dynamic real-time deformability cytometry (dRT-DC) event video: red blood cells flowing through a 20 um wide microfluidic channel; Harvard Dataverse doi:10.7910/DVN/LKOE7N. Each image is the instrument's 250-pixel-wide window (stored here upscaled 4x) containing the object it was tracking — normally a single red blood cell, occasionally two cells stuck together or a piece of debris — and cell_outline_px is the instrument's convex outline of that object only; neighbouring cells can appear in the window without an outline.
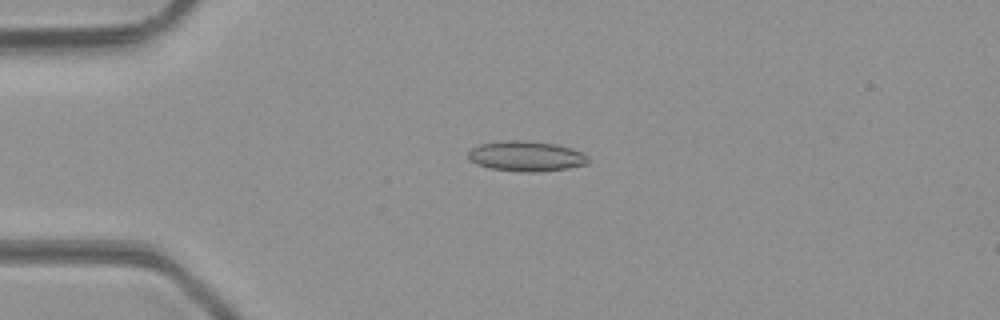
{"species": "common noctule bat (a hibernating species)", "species_latin": "Nyctalus noctula", "temperature_condition": "room temperature", "stored_images_in_passage": 48, "camera_frame_rate_fps": 3000, "um_per_image_px": 0.085, "animal": {"sex": "male", "body_mass_g": 23.1, "forearm_length_mm": 52.7}, "frame": {"image": 1, "passage_image": 11, "time_ms": 3.333, "image_size_px": [1000, 320], "cell_outline_px": [[588, 164], [568, 168], [532, 172], [524, 172], [492, 168], [480, 164], [472, 160], [468, 156], [468, 152], [472, 148], [480, 144], [508, 140], [524, 140], [556, 144], [572, 148], [588, 156]], "centroid_in_image_um": [44.77, 13.26], "position_along_channel_um": 40.2, "area_um2": 20.81}}
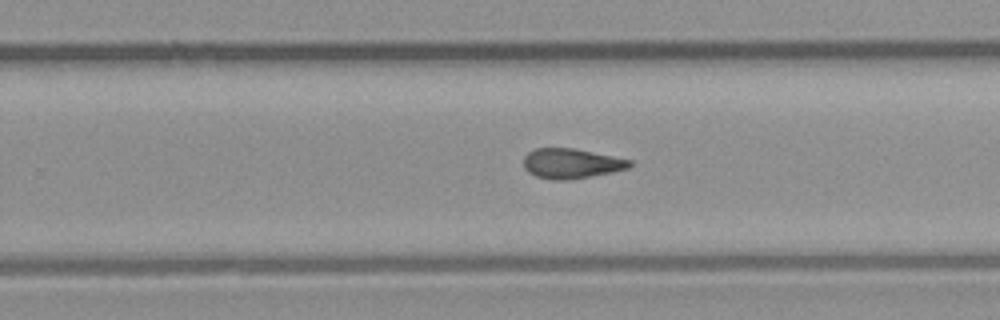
{"frame": {"image": 2, "passage_image": 30, "time_ms": 9.667, "image_size_px": [1000, 320], "cell_outline_px": [[632, 164], [628, 168], [612, 172], [564, 180], [556, 180], [536, 176], [528, 172], [524, 168], [524, 156], [528, 152], [536, 148], [572, 148], [632, 160]], "centroid_in_image_um": [48.53, 13.89], "position_along_channel_um": 281.3, "area_um2": 18.21}}
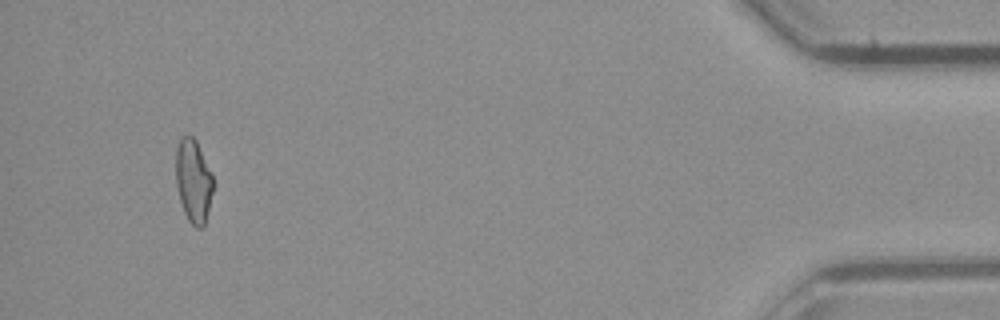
{"frame": {"image": 3, "passage_image": 45, "time_ms": 14.667, "image_size_px": [1000, 320], "cell_outline_px": [[212, 192], [204, 228], [196, 228], [188, 220], [184, 212], [180, 200], [176, 184], [176, 148], [180, 136], [192, 136], [196, 140], [212, 176]], "centroid_in_image_um": [16.41, 15.39], "position_along_channel_um": 418.8, "area_um2": 17.86}, "authors_computed_cell_mechanics": {"area_um2": 18.9006, "velocity_mm_per_s": 4.2803, "shape_relaxation_time_tau1_ms": 8.5227, "shape_relaxation_time_tau2_ms": 2.5419, "deformation_change_tau1": 0.1973, "deformation_change_tau2": 0.1124}}